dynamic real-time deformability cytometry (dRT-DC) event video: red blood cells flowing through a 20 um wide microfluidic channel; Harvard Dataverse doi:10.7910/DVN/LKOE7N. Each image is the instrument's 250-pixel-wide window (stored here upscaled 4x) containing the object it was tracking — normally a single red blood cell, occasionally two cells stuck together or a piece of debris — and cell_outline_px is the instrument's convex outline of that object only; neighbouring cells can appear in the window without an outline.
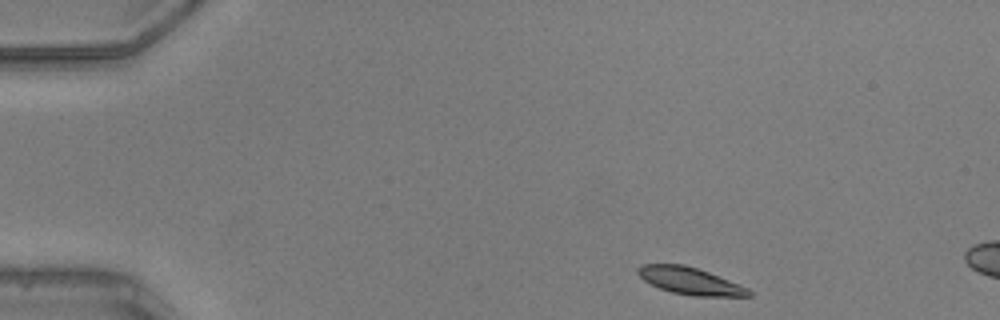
{"species": "common noctule bat (a hibernating species)", "species_latin": "Nyctalus noctula", "temperature_condition": "warm", "stored_images_in_passage": 6, "camera_frame_rate_fps": 3000, "um_per_image_px": 0.085, "animal": {"sex": "male", "body_mass_g": 20.5, "forearm_length_mm": 52.5}, "frame": {"image": 1, "passage_image": 1, "time_ms": 0.0, "image_size_px": [1000, 320], "cell_outline_px": [[752, 296], [692, 296], [672, 292], [660, 288], [644, 280], [636, 272], [636, 268], [644, 264], [684, 264], [708, 272], [740, 284], [748, 288], [752, 292]], "centroid_in_image_um": [58.66, 23.88], "position_along_channel_um": 26.3, "area_um2": 17.4}}